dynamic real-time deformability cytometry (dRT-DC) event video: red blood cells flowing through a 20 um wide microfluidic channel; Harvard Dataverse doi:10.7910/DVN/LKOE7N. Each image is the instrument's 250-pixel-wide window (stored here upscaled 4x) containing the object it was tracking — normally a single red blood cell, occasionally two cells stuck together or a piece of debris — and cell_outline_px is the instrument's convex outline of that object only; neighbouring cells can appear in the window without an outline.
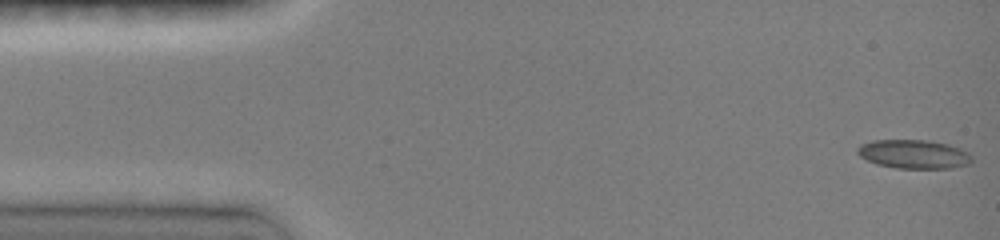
{"species": "common noctule bat (a hibernating species)", "species_latin": "Nyctalus noctula", "temperature_condition": "room temperature", "stored_images_in_passage": 47, "camera_frame_rate_fps": 3000, "um_per_image_px": 0.085, "animal": {"sex": "female", "body_mass_g": 19.0, "forearm_length_mm": 51.5}, "frame": {"image": 1, "passage_image": 1, "time_ms": 0.0, "image_size_px": [1000, 240], "cell_outline_px": [[972, 160], [968, 164], [952, 168], [896, 168], [876, 164], [860, 156], [856, 152], [856, 148], [860, 144], [872, 140], [928, 140], [948, 144], [960, 148], [972, 156]], "centroid_in_image_um": [77.64, 13.1], "position_along_channel_um": 7.4, "area_um2": 19.25}}
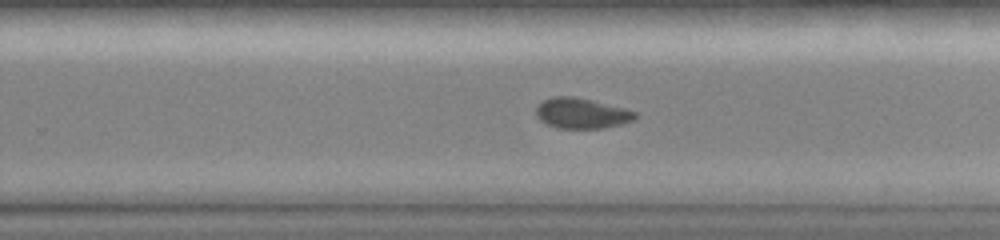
{"frame": {"image": 2, "passage_image": 30, "time_ms": 9.667, "image_size_px": [1000, 240], "cell_outline_px": [[636, 116], [632, 120], [620, 124], [604, 128], [560, 128], [548, 124], [540, 120], [536, 116], [536, 104], [552, 96], [572, 96], [592, 100], [624, 108], [636, 112]], "centroid_in_image_um": [49.39, 9.61], "position_along_channel_um": 280.4, "area_um2": 17.46}}
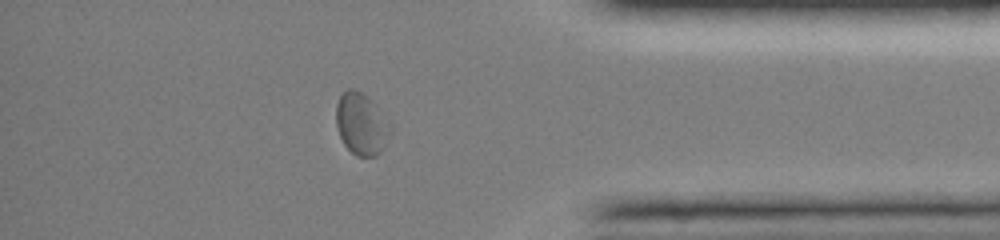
{"frame": {"image": 3, "passage_image": 40, "time_ms": 13.0, "image_size_px": [1000, 240], "cell_outline_px": [[392, 132], [380, 152], [376, 156], [356, 156], [344, 144], [340, 136], [336, 124], [336, 104], [340, 96], [348, 88], [352, 88], [360, 92], [392, 124]], "centroid_in_image_um": [30.71, 10.57], "position_along_channel_um": 404.5, "area_um2": 19.19}, "authors_computed_cell_mechanics": {"area_um2": 18.0336, "velocity_mm_per_s": 4.0671, "shape_relaxation_time_tau1_ms": null, "shape_relaxation_time_tau2_ms": 3.4687, "deformation_change_tau1": null, "deformation_change_tau2": 0.065}}